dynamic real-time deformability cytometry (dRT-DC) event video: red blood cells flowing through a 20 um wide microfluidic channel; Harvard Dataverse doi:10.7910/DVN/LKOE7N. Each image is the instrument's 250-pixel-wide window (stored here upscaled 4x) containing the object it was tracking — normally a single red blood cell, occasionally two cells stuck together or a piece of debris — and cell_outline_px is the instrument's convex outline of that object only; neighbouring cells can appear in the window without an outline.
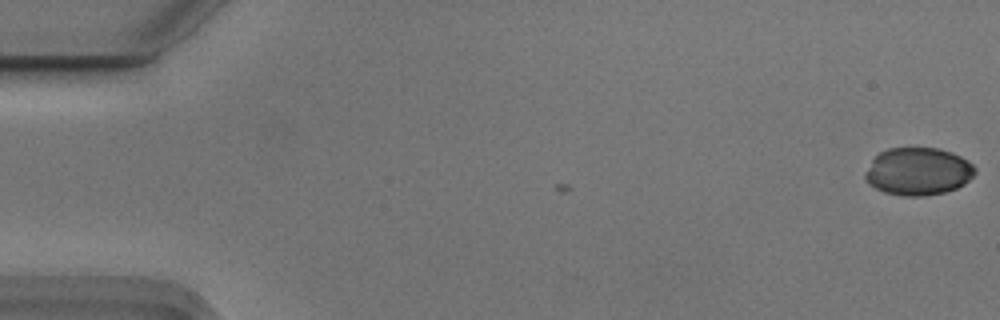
{"species": "Egyptian fruit bat (a non-hibernating species)", "species_latin": "Rousettus aegyptiacus", "temperature_condition": "cold", "stored_images_in_passage": 5, "camera_frame_rate_fps": 3000, "um_per_image_px": 0.085, "animal": {"sex": "male"}, "frame": {"image": 1, "passage_image": 1, "time_ms": 0.0, "image_size_px": [1000, 320], "cell_outline_px": [[976, 172], [964, 184], [956, 188], [944, 192], [920, 196], [908, 196], [884, 192], [876, 188], [864, 176], [864, 172], [872, 160], [880, 152], [888, 148], [936, 148], [952, 152], [968, 160], [976, 168]], "centroid_in_image_um": [78.05, 14.56], "position_along_channel_um": 6.9, "area_um2": 30.23}}